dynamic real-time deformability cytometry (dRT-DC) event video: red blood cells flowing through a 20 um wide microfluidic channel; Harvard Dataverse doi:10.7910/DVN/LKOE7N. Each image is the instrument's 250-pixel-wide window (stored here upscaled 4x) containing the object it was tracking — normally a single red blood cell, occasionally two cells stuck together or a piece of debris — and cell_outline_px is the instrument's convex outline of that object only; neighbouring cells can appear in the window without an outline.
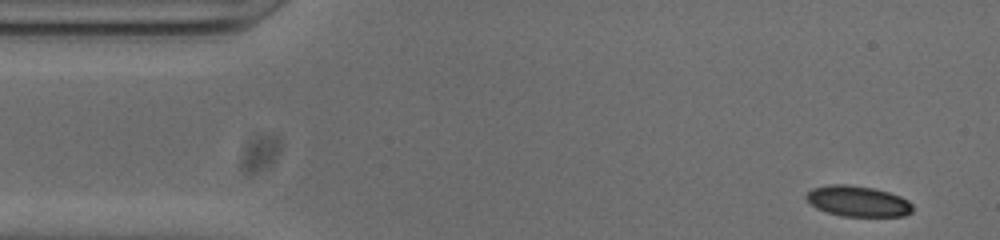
{"species": "common noctule bat (a hibernating species)", "species_latin": "Nyctalus noctula", "temperature_condition": "cold", "stored_images_in_passage": 50, "camera_frame_rate_fps": 3000, "um_per_image_px": 0.085, "animal": {"sex": "male", "body_mass_g": 20.0, "forearm_length_mm": 53.3}, "frame": {"image": 1, "passage_image": 1, "time_ms": 0.0, "image_size_px": [1000, 240], "cell_outline_px": [[912, 212], [904, 216], [840, 216], [816, 208], [804, 196], [812, 188], [828, 184], [844, 184], [872, 188], [888, 192], [900, 196], [908, 200], [912, 204]], "centroid_in_image_um": [72.91, 17.1], "position_along_channel_um": 12.1, "area_um2": 18.96}}
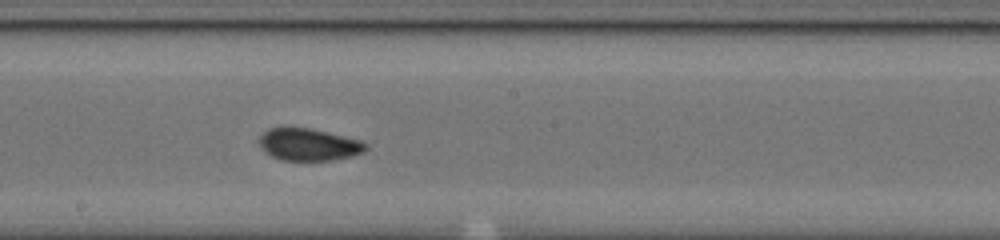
{"frame": {"image": 2, "passage_image": 25, "time_ms": 8.0, "image_size_px": [1000, 240], "cell_outline_px": [[368, 148], [364, 152], [352, 156], [332, 160], [280, 160], [264, 152], [260, 144], [260, 136], [268, 128], [284, 124], [288, 124], [312, 128], [364, 140], [368, 144]], "centroid_in_image_um": [26.25, 12.23], "position_along_channel_um": 222.0, "area_um2": 20.87}}
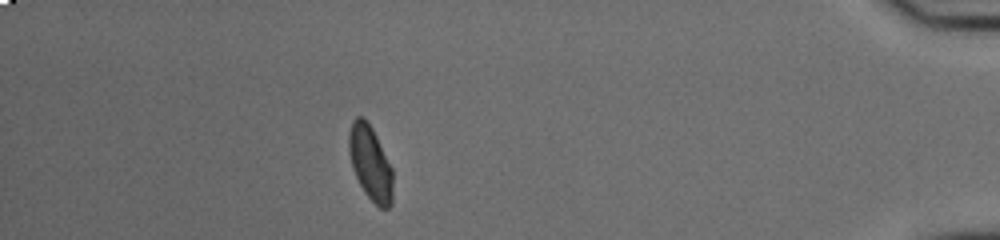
{"frame": {"image": 3, "passage_image": 44, "time_ms": 14.333, "image_size_px": [1000, 240], "cell_outline_px": [[392, 204], [388, 208], [380, 208], [364, 192], [352, 168], [348, 152], [348, 132], [352, 120], [356, 116], [364, 116], [372, 128], [392, 168]], "centroid_in_image_um": [31.45, 13.82], "position_along_channel_um": 403.7, "area_um2": 19.13}, "authors_computed_cell_mechanics": {"area_um2": 19.652, "velocity_mm_per_s": 3.8062, "shape_relaxation_time_tau1_ms": 10.8134, "shape_relaxation_time_tau2_ms": 1.2107, "deformation_change_tau1": 0.1777, "deformation_change_tau2": 0.0536}}